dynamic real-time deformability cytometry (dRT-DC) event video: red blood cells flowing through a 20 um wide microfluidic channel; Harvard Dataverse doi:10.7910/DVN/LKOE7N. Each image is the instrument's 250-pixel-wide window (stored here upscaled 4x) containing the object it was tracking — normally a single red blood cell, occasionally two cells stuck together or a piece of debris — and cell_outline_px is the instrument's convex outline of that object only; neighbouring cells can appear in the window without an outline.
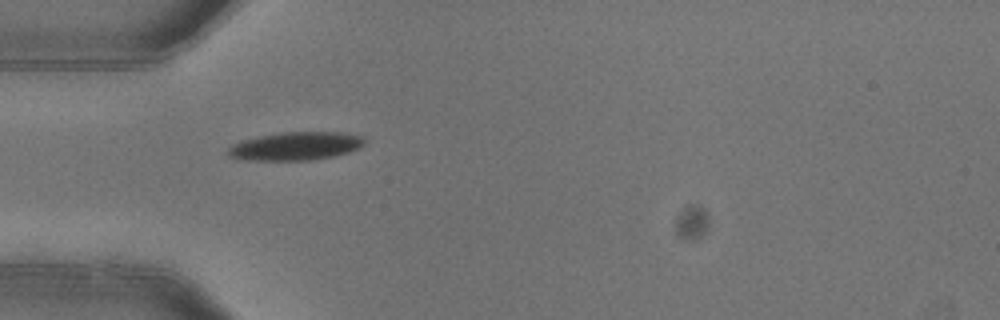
{"species": "common noctule bat (a hibernating species)", "species_latin": "Nyctalus noctula", "temperature_condition": "warm", "stored_images_in_passage": 2, "camera_frame_rate_fps": 3000, "um_per_image_px": 0.085, "animal": {"sex": "female"}, "frame": {"image": 1, "passage_image": 2, "time_ms": 0.333, "image_size_px": [1000, 320], "cell_outline_px": [[364, 144], [348, 152], [332, 156], [312, 160], [248, 160], [228, 156], [228, 148], [232, 144], [244, 140], [260, 136], [284, 132], [340, 132], [364, 136]], "centroid_in_image_um": [25.13, 12.41], "position_along_channel_um": 59.9, "area_um2": 22.2}}